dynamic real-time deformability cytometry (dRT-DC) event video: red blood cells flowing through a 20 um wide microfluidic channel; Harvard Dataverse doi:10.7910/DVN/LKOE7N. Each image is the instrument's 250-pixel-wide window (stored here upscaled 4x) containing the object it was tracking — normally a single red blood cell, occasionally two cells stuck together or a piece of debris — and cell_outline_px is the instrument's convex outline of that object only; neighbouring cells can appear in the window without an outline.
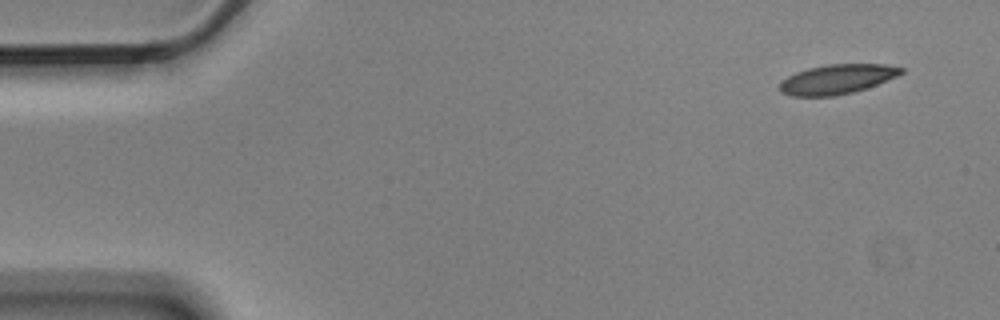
{"species": "Egyptian fruit bat (a non-hibernating species)", "species_latin": "Rousettus aegyptiacus", "temperature_condition": "cold", "stored_images_in_passage": 5, "camera_frame_rate_fps": 3000, "um_per_image_px": 0.085, "animal": {"sex": "male"}, "frame": {"image": 1, "passage_image": 1, "time_ms": 0.0, "image_size_px": [1000, 320], "cell_outline_px": [[904, 72], [896, 76], [876, 84], [852, 92], [832, 96], [792, 96], [780, 92], [780, 80], [796, 72], [808, 68], [828, 64], [884, 64], [904, 68]], "centroid_in_image_um": [71.11, 6.72], "position_along_channel_um": 13.9, "area_um2": 20.75}}
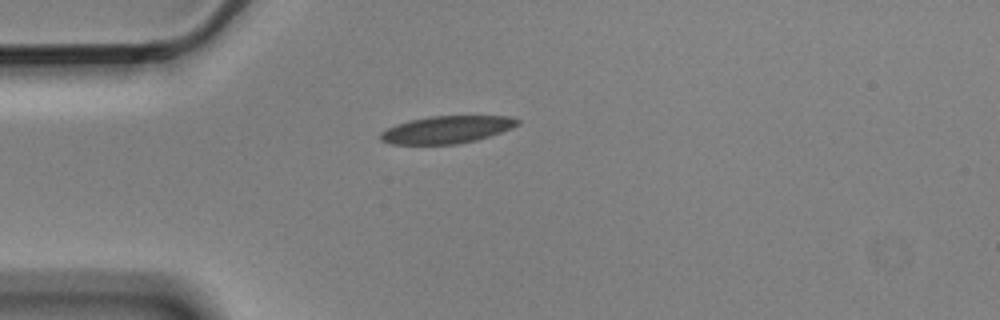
{"frame": {"image": 2, "passage_image": 4, "time_ms": 1.0, "image_size_px": [1000, 320], "cell_outline_px": [[520, 124], [512, 128], [476, 140], [456, 144], [388, 144], [380, 140], [380, 132], [396, 124], [408, 120], [428, 116], [512, 116], [520, 120]], "centroid_in_image_um": [37.96, 11.01], "position_along_channel_um": 47.0, "area_um2": 21.96}}